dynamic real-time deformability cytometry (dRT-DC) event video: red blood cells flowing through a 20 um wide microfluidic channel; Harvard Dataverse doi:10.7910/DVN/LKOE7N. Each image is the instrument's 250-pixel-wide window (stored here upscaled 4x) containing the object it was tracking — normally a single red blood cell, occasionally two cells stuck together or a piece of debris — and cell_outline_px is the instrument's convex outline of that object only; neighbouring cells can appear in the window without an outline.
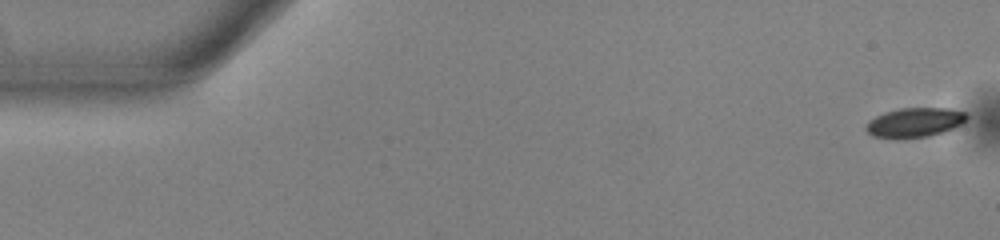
{"species": "common noctule bat (a hibernating species)", "species_latin": "Nyctalus noctula", "temperature_condition": "warm", "stored_images_in_passage": 10, "camera_frame_rate_fps": 3000, "um_per_image_px": 0.085, "animal": {"sex": "male", "body_mass_g": 13.0, "forearm_length_mm": 53.1}, "frame": {"image": 1, "passage_image": 1, "time_ms": 0.0, "image_size_px": [1000, 240], "cell_outline_px": [[968, 116], [960, 124], [944, 132], [928, 136], [896, 140], [872, 136], [864, 128], [868, 120], [884, 112], [900, 108], [948, 108], [964, 112]], "centroid_in_image_um": [77.68, 10.43], "position_along_channel_um": 7.3, "area_um2": 17.51}}